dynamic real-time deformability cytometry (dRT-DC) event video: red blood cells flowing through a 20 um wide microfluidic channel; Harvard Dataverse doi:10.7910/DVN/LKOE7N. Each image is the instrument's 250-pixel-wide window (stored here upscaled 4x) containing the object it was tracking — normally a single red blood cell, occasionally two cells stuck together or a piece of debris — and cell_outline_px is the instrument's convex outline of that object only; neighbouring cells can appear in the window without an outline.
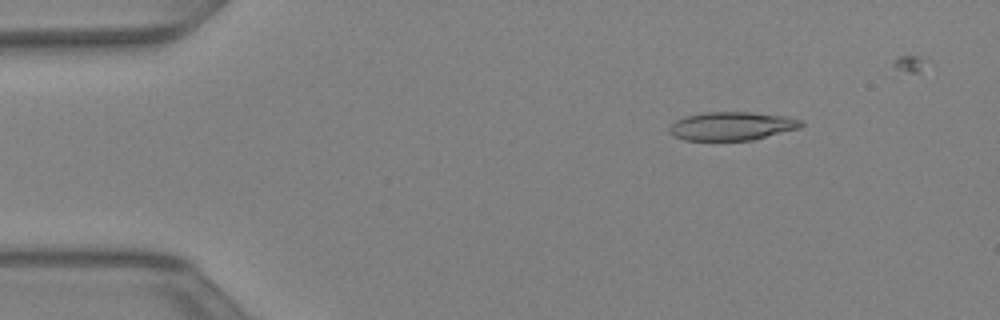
{"species": "Egyptian fruit bat (a non-hibernating species)", "species_latin": "Rousettus aegyptiacus", "temperature_condition": "warm", "stored_images_in_passage": 38, "camera_frame_rate_fps": 3000, "um_per_image_px": 0.085, "animal": {"sex": "female"}, "frame": {"image": 1, "passage_image": 6, "time_ms": 1.667, "image_size_px": [1000, 320], "cell_outline_px": [[804, 124], [800, 128], [752, 140], [684, 140], [668, 132], [668, 128], [676, 120], [684, 116], [704, 112], [748, 112], [784, 116], [804, 120]], "centroid_in_image_um": [62.21, 10.71], "position_along_channel_um": 22.8, "area_um2": 21.85}}
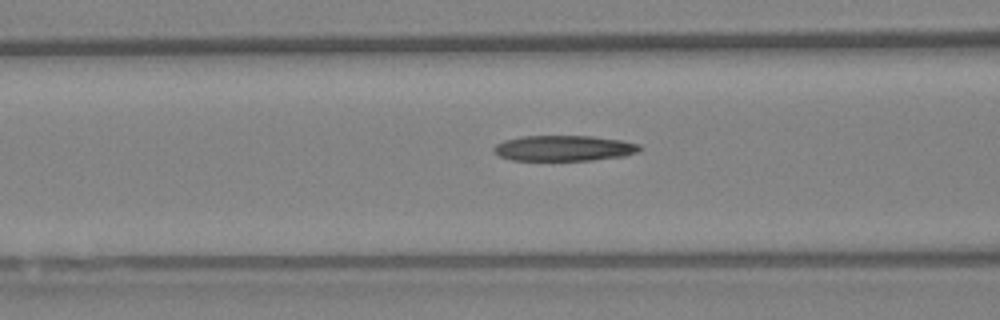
{"frame": {"image": 2, "passage_image": 17, "time_ms": 5.333, "image_size_px": [1000, 320], "cell_outline_px": [[640, 148], [636, 152], [624, 156], [592, 160], [512, 160], [500, 156], [492, 152], [492, 148], [496, 144], [504, 140], [520, 136], [592, 136], [620, 140], [640, 144]], "centroid_in_image_um": [47.88, 12.59], "position_along_channel_um": 118.7, "area_um2": 21.73}}
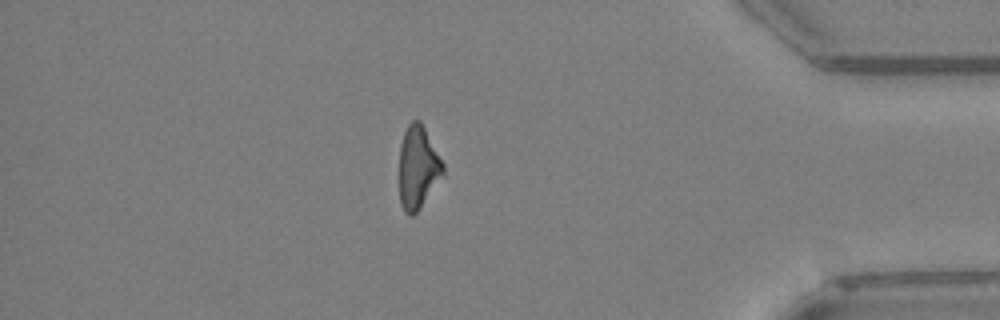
{"frame": {"image": 3, "passage_image": 37, "time_ms": 12.0, "image_size_px": [1000, 320], "cell_outline_px": [[444, 172], [416, 212], [412, 216], [408, 216], [404, 212], [400, 204], [400, 144], [404, 132], [408, 124], [412, 120], [420, 120], [444, 164]], "centroid_in_image_um": [35.5, 14.21], "position_along_channel_um": 399.7, "area_um2": 20.69}}